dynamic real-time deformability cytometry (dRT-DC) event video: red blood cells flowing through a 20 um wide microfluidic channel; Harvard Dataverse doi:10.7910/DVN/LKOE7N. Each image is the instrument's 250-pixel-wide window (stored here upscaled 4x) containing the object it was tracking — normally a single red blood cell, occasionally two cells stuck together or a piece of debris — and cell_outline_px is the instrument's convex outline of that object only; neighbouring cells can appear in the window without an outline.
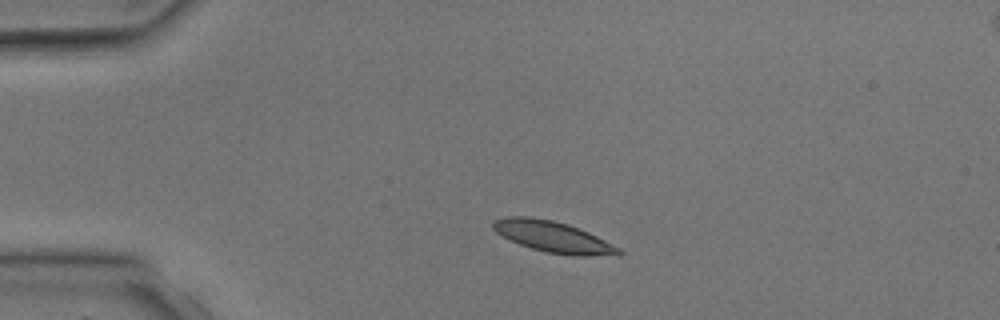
{"species": "common noctule bat (a hibernating species)", "species_latin": "Nyctalus noctula", "temperature_condition": "room temperature", "stored_images_in_passage": 4, "segment_of_instrument_passage": [1, 2], "camera_frame_rate_fps": 3000, "um_per_image_px": 0.085, "animal": {"sex": "male", "body_mass_g": 17.9, "forearm_length_mm": 54.2}, "frame": {"image": 1, "passage_image": 2, "time_ms": 1.333, "image_size_px": [1000, 320], "cell_outline_px": [[624, 252], [620, 256], [572, 256], [544, 252], [520, 244], [496, 232], [492, 228], [492, 224], [496, 220], [508, 216], [528, 216], [552, 220], [568, 224], [588, 232], [620, 248]], "centroid_in_image_um": [47.07, 20.15], "position_along_channel_um": 37.9, "area_um2": 22.77}}